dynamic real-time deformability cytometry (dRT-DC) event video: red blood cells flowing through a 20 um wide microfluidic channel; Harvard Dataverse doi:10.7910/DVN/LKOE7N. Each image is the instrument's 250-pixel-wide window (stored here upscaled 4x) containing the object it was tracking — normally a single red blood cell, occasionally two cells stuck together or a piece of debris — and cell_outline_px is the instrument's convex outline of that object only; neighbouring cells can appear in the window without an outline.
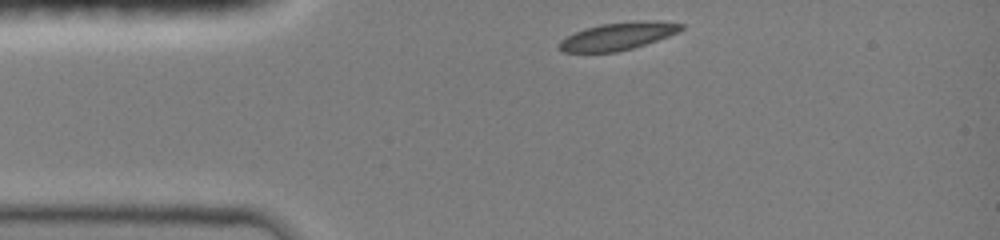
{"species": "common noctule bat (a hibernating species)", "species_latin": "Nyctalus noctula", "temperature_condition": "room temperature", "stored_images_in_passage": 2, "camera_frame_rate_fps": 3000, "um_per_image_px": 0.085, "animal": {"sex": "female", "body_mass_g": 19.0, "forearm_length_mm": 51.5}, "frame": {"image": 1, "passage_image": 1, "time_ms": 0.0, "image_size_px": [1000, 240], "cell_outline_px": [[684, 28], [668, 36], [632, 48], [616, 52], [564, 52], [556, 44], [560, 40], [584, 28], [600, 24], [684, 24]], "centroid_in_image_um": [52.33, 3.15], "position_along_channel_um": 32.7, "area_um2": 18.03}}